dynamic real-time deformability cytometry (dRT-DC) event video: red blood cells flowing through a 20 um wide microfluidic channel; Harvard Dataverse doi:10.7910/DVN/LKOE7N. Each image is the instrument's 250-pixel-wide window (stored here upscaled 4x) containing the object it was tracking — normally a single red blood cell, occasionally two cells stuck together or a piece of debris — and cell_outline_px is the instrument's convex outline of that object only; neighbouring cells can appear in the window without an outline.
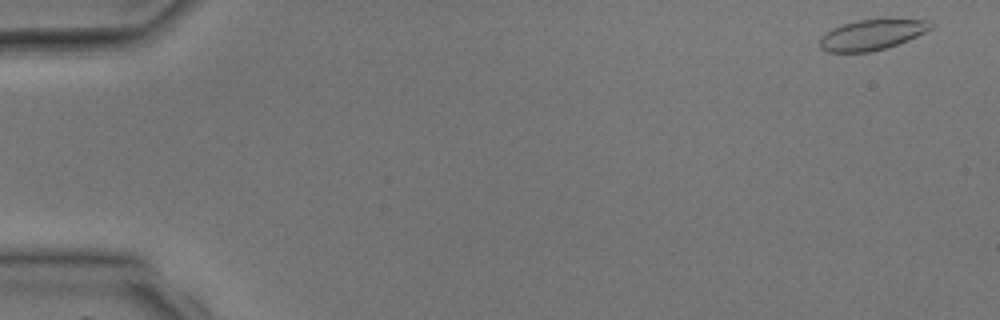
{"species": "common noctule bat (a hibernating species)", "species_latin": "Nyctalus noctula", "temperature_condition": "room temperature", "stored_images_in_passage": 3, "camera_frame_rate_fps": 3000, "um_per_image_px": 0.085, "animal": {"sex": "male", "body_mass_g": 17.9, "forearm_length_mm": 54.2}, "frame": {"image": 1, "passage_image": 1, "time_ms": 0.0, "image_size_px": [1000, 320], "cell_outline_px": [[936, 24], [932, 28], [908, 40], [872, 52], [828, 52], [820, 48], [820, 36], [832, 28], [856, 20], [928, 20]], "centroid_in_image_um": [74.09, 2.96], "position_along_channel_um": 10.9, "area_um2": 19.42}}